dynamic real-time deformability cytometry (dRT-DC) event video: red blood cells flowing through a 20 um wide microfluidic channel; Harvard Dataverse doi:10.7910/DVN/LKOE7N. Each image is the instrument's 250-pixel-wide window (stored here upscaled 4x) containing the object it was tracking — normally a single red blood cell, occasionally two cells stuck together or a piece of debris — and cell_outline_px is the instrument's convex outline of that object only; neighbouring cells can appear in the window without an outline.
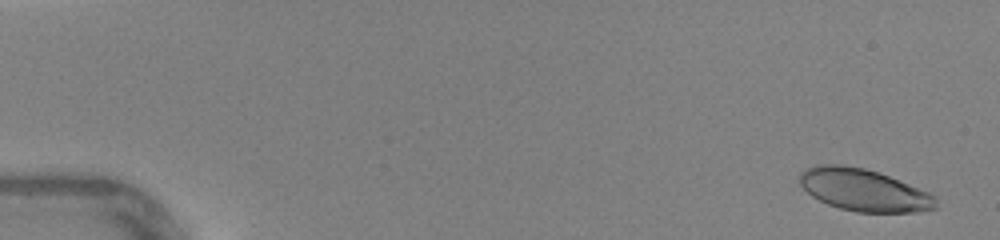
{"species": "human", "species_latin": "Homo sapiens", "temperature_condition": "warm", "stored_images_in_passage": 47, "camera_frame_rate_fps": 3000, "um_per_image_px": 0.085, "donor": {"sex": "female"}, "frame": {"image": 1, "passage_image": 2, "time_ms": 0.333, "image_size_px": [1000, 240], "cell_outline_px": [[936, 208], [916, 212], [856, 212], [840, 208], [828, 204], [812, 196], [800, 184], [800, 172], [816, 164], [840, 164], [864, 168], [888, 176], [928, 192], [936, 196]], "centroid_in_image_um": [73.41, 16.15], "position_along_channel_um": 11.6, "area_um2": 33.12}}
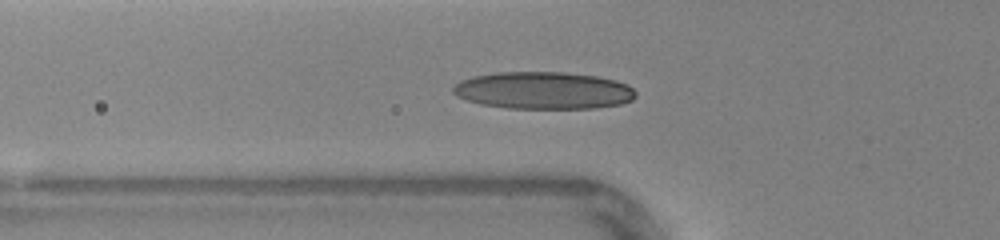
{"frame": {"image": 2, "passage_image": 17, "time_ms": 5.333, "image_size_px": [1000, 240], "cell_outline_px": [[636, 96], [632, 100], [620, 104], [596, 108], [508, 108], [480, 104], [456, 96], [452, 92], [452, 88], [460, 80], [476, 76], [500, 72], [560, 72], [596, 76], [616, 80], [628, 84], [636, 92]], "centroid_in_image_um": [46.21, 7.69], "position_along_channel_um": 79.6, "area_um2": 39.59}}
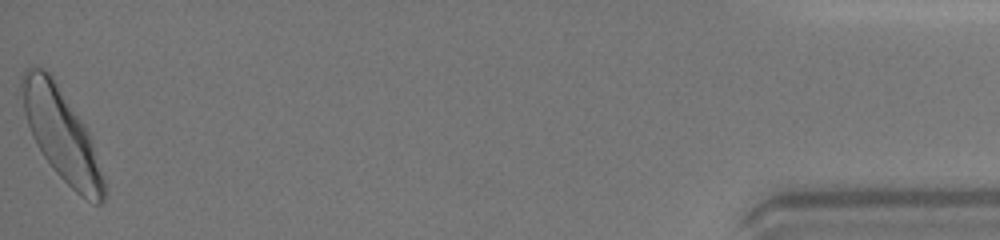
{"frame": {"image": 3, "passage_image": 47, "time_ms": 15.333, "image_size_px": [1000, 240], "cell_outline_px": [[104, 200], [100, 204], [96, 204], [80, 196], [56, 172], [44, 156], [36, 144], [32, 136], [24, 112], [20, 88], [20, 84], [24, 68], [32, 64], [44, 68], [52, 76], [84, 124], [88, 132], [104, 180]], "centroid_in_image_um": [5.18, 11.37], "position_along_channel_um": 430.0, "area_um2": 43.0}, "authors_computed_cell_mechanics": {"area_um2": 36.5296, "velocity_mm_per_s": 4.341, "shape_relaxation_time_tau1_ms": 3.2771, "shape_relaxation_time_tau2_ms": 1.468, "deformation_change_tau1": 0.1602, "deformation_change_tau2": 0.0842}}